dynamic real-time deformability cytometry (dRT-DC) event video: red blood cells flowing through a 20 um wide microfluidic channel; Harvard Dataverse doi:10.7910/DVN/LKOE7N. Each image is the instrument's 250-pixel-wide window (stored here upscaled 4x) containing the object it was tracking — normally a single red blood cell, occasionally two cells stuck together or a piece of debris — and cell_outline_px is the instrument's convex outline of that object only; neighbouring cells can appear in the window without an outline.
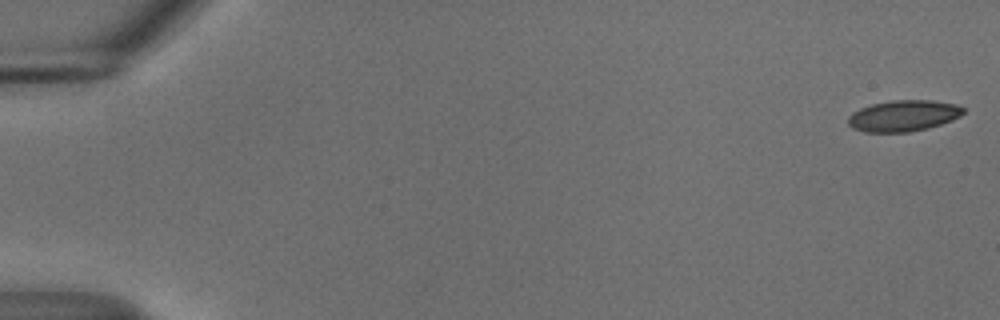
{"species": "common noctule bat (a hibernating species)", "species_latin": "Nyctalus noctula", "temperature_condition": "cold", "stored_images_in_passage": 55, "camera_frame_rate_fps": 3000, "um_per_image_px": 0.085, "animal": {"sex": "male", "body_mass_g": 18.8}, "frame": {"image": 1, "passage_image": 1, "time_ms": 0.0, "image_size_px": [1000, 320], "cell_outline_px": [[964, 112], [960, 116], [952, 120], [928, 128], [908, 132], [864, 132], [852, 128], [848, 124], [848, 116], [852, 112], [860, 108], [872, 104], [892, 100], [932, 100], [956, 104], [964, 108]], "centroid_in_image_um": [76.77, 9.84], "position_along_channel_um": 8.2, "area_um2": 20.98}}
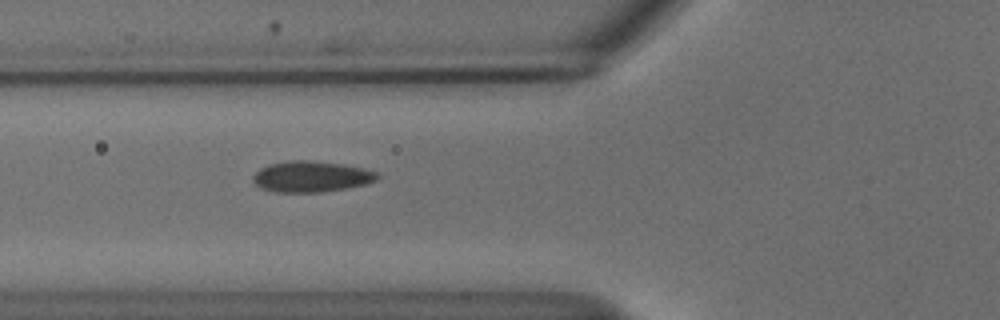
{"frame": {"image": 2, "passage_image": 21, "time_ms": 6.667, "image_size_px": [1000, 320], "cell_outline_px": [[380, 176], [376, 180], [364, 184], [344, 188], [320, 192], [276, 192], [260, 188], [252, 180], [252, 176], [260, 168], [268, 164], [288, 160], [312, 160], [344, 164], [364, 168], [376, 172]], "centroid_in_image_um": [26.42, 14.99], "position_along_channel_um": 99.4, "area_um2": 22.48}}
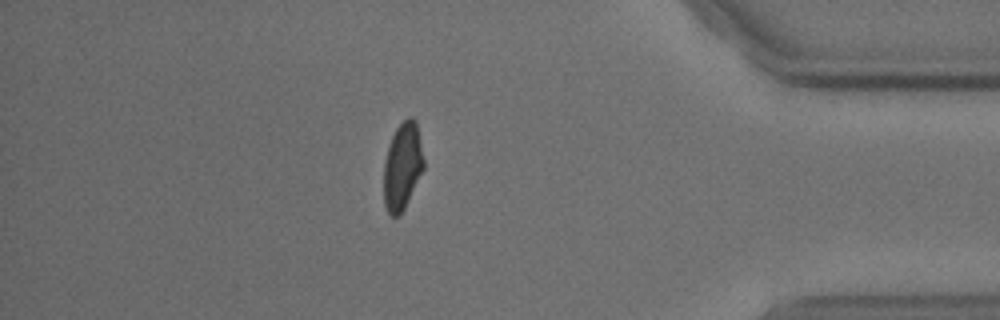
{"frame": {"image": 3, "passage_image": 48, "time_ms": 15.667, "image_size_px": [1000, 320], "cell_outline_px": [[424, 168], [404, 208], [396, 216], [388, 216], [384, 204], [384, 160], [388, 144], [396, 128], [408, 116], [412, 116], [416, 120], [424, 160]], "centroid_in_image_um": [34.19, 14.11], "position_along_channel_um": 401.0, "area_um2": 20.29}, "authors_computed_cell_mechanics": {"area_um2": 21.675, "velocity_mm_per_s": 3.6979, "shape_relaxation_time_tau1_ms": 3.9997, "shape_relaxation_time_tau2_ms": 2.2508, "deformation_change_tau1": 0.0882, "deformation_change_tau2": 0.0517}}